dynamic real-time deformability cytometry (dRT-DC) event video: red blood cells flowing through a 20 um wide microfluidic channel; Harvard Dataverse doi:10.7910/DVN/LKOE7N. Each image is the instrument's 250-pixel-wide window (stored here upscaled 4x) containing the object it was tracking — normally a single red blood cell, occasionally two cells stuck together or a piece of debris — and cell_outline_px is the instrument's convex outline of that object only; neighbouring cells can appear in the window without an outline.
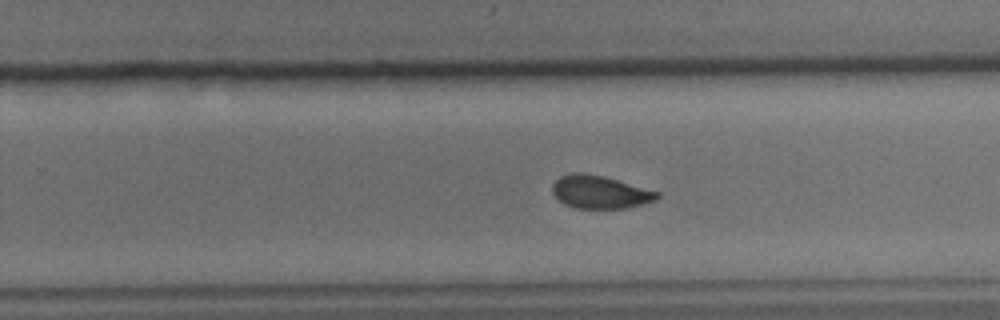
{"species": "common noctule bat (a hibernating species)", "species_latin": "Nyctalus noctula", "temperature_condition": "cold", "stored_images_in_passage": 28, "camera_frame_rate_fps": 3000, "um_per_image_px": 0.085, "animal": {"sex": "male", "body_mass_g": 15.6}, "frame": {"image": 1, "passage_image": 20, "time_ms": 6.333, "image_size_px": [1000, 320], "cell_outline_px": [[660, 196], [656, 200], [624, 208], [576, 208], [564, 204], [556, 200], [552, 192], [552, 184], [560, 176], [572, 172], [584, 172], [604, 176], [660, 192]], "centroid_in_image_um": [50.95, 16.31], "position_along_channel_um": 278.9, "area_um2": 20.23}}